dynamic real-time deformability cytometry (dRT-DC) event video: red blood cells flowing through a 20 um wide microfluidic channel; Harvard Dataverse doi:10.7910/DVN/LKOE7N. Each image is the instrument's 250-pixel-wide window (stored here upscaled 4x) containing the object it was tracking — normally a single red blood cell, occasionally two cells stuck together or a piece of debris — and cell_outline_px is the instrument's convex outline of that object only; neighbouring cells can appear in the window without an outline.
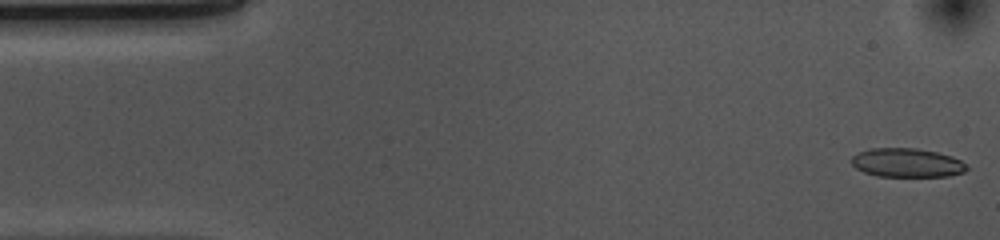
{"species": "common noctule bat (a hibernating species)", "species_latin": "Nyctalus noctula", "temperature_condition": "cold", "stored_images_in_passage": 52, "camera_frame_rate_fps": 3000, "um_per_image_px": 0.085, "animal": {"sex": "female", "body_mass_g": 10.0, "forearm_length_mm": 53.1}, "frame": {"image": 1, "passage_image": 1, "time_ms": 0.0, "image_size_px": [1000, 240], "cell_outline_px": [[968, 168], [964, 172], [948, 176], [876, 176], [864, 172], [856, 168], [852, 164], [852, 156], [868, 148], [916, 148], [936, 152], [952, 156], [968, 164]], "centroid_in_image_um": [77.1, 13.83], "position_along_channel_um": 7.9, "area_um2": 19.42}}
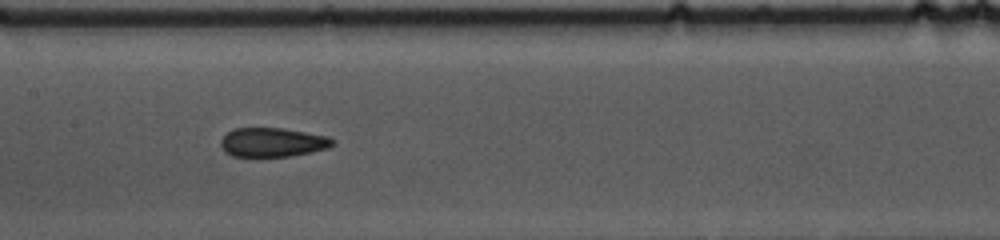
{"frame": {"image": 2, "passage_image": 24, "time_ms": 7.667, "image_size_px": [1000, 240], "cell_outline_px": [[336, 144], [328, 148], [312, 152], [288, 156], [232, 156], [224, 152], [220, 144], [220, 140], [232, 128], [284, 128], [328, 136], [336, 140]], "centroid_in_image_um": [23.19, 12.09], "position_along_channel_um": 184.2, "area_um2": 19.13}}
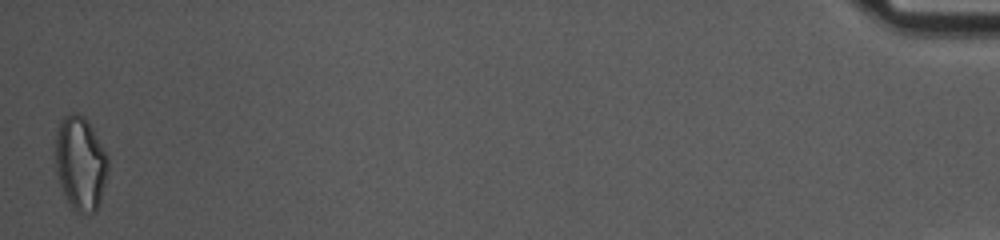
{"frame": {"image": 3, "passage_image": 52, "time_ms": 17.0, "image_size_px": [1000, 240], "cell_outline_px": [[108, 172], [100, 200], [96, 212], [76, 212], [72, 208], [64, 196], [56, 172], [56, 128], [60, 120], [64, 116], [72, 112], [76, 112], [84, 116], [88, 120], [108, 156]], "centroid_in_image_um": [6.83, 13.85], "position_along_channel_um": 428.4, "area_um2": 28.96}, "authors_computed_cell_mechanics": {"area_um2": 20.3167, "velocity_mm_per_s": 3.6996, "shape_relaxation_time_tau1_ms": null, "shape_relaxation_time_tau2_ms": 2.658, "deformation_change_tau1": null, "deformation_change_tau2": 0.0752}}